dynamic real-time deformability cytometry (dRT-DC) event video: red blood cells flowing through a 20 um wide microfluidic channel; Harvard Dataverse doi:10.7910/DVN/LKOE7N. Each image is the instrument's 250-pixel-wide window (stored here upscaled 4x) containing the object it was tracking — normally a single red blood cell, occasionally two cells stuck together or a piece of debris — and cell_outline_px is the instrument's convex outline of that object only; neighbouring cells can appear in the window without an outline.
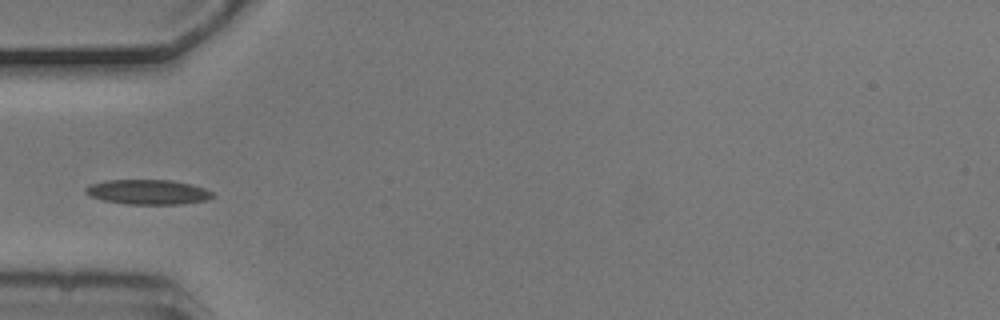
{"species": "common noctule bat (a hibernating species)", "species_latin": "Nyctalus noctula", "temperature_condition": "cold", "stored_images_in_passage": 5, "segment_of_instrument_passage": [2, 2], "camera_frame_rate_fps": 3000, "um_per_image_px": 0.085, "animal": {"sex": "male", "body_mass_g": 20.5, "forearm_length_mm": 52.5}, "frame": {"image": 1, "passage_image": 5, "time_ms": 1.333, "image_size_px": [1000, 320], "cell_outline_px": [[216, 196], [208, 200], [180, 204], [128, 204], [104, 200], [92, 196], [84, 192], [84, 188], [88, 184], [104, 180], [172, 180], [192, 184], [204, 188], [212, 192]], "centroid_in_image_um": [12.59, 16.31], "position_along_channel_um": 72.4, "area_um2": 18.5}}